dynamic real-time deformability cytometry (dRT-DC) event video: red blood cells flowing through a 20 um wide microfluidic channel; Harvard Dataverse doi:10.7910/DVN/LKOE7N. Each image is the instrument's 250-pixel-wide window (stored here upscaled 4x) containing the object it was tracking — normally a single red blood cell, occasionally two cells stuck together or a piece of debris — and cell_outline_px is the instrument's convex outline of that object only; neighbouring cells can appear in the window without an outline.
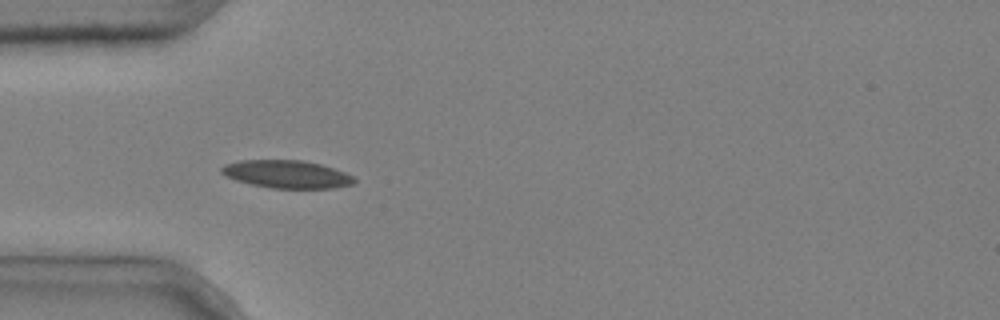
{"species": "common noctule bat (a hibernating species)", "species_latin": "Nyctalus noctula", "temperature_condition": "cold", "stored_images_in_passage": 7, "camera_frame_rate_fps": 3000, "um_per_image_px": 0.085, "animal": {"sex": "male", "body_mass_g": 20.4}, "frame": {"image": 1, "passage_image": 5, "time_ms": 1.333, "image_size_px": [1000, 320], "cell_outline_px": [[356, 184], [336, 188], [272, 188], [252, 184], [236, 180], [224, 176], [220, 172], [220, 168], [224, 164], [240, 160], [304, 160], [320, 164], [344, 172], [352, 176], [356, 180]], "centroid_in_image_um": [24.37, 14.81], "position_along_channel_um": 60.6, "area_um2": 21.62}}